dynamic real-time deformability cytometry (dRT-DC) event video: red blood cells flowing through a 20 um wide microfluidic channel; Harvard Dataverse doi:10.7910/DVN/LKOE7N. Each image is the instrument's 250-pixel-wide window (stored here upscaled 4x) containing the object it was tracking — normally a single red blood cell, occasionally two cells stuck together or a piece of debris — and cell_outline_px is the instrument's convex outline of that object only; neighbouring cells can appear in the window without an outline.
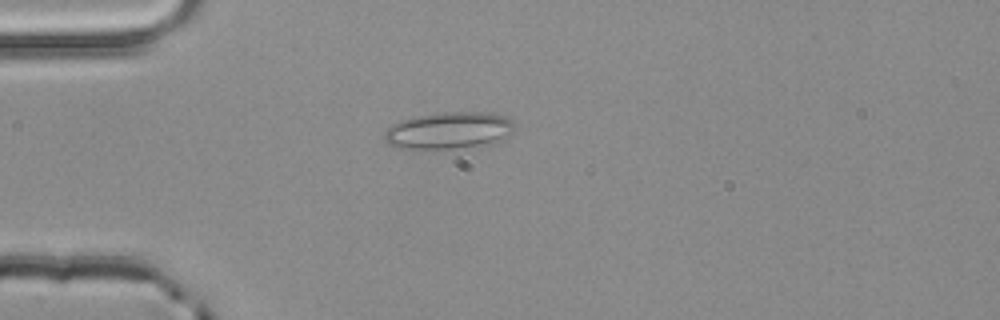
{"species": "common noctule bat (a hibernating species)", "species_latin": "Nyctalus noctula", "temperature_condition": "room temperature", "stored_images_in_passage": 1, "camera_frame_rate_fps": 3000, "um_per_image_px": 0.085, "animal": {"sex": "male", "body_mass_g": 20.4}, "frame": {"image": 1, "passage_image": 1, "time_ms": 0.0, "image_size_px": [1000, 320], "cell_outline_px": [[516, 124], [512, 132], [492, 144], [452, 148], [400, 148], [388, 144], [384, 140], [384, 132], [392, 124], [400, 120], [412, 116], [444, 112], [488, 112], [504, 116], [512, 120]], "centroid_in_image_um": [38.14, 11.07], "position_along_channel_um": 46.9, "area_um2": 28.03}}